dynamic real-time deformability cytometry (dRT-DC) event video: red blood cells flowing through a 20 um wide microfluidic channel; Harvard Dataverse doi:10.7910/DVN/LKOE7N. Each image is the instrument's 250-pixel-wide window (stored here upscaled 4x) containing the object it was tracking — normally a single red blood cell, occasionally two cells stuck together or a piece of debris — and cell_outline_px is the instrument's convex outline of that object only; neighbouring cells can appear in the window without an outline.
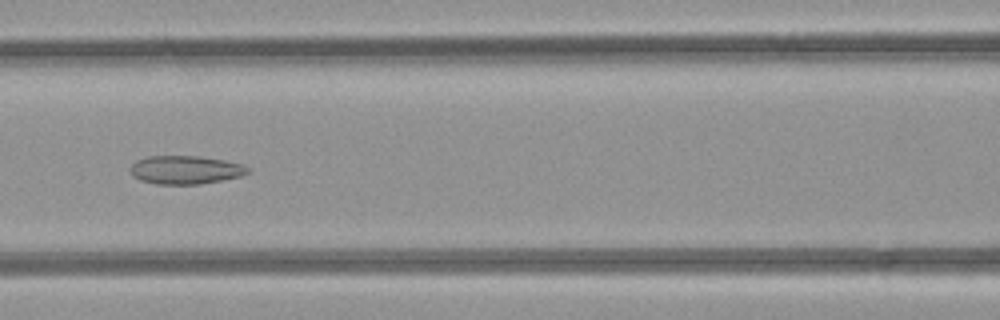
{"species": "common noctule bat (a hibernating species)", "species_latin": "Nyctalus noctula", "temperature_condition": "room temperature", "stored_images_in_passage": 49, "camera_frame_rate_fps": 3000, "um_per_image_px": 0.085, "animal": {"sex": "female", "body_mass_g": 21.9}, "frame": {"image": 1, "passage_image": 22, "time_ms": 7.0, "image_size_px": [1000, 320], "cell_outline_px": [[248, 172], [240, 176], [200, 184], [156, 184], [140, 180], [132, 176], [132, 164], [136, 160], [148, 156], [196, 156], [224, 160], [244, 164], [248, 168]], "centroid_in_image_um": [15.75, 14.43], "position_along_channel_um": 150.9, "area_um2": 19.25}}
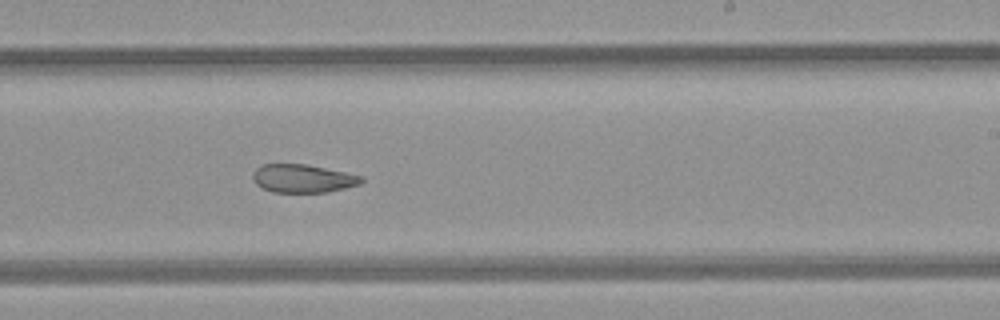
{"frame": {"image": 2, "passage_image": 30, "time_ms": 9.667, "image_size_px": [1000, 320], "cell_outline_px": [[364, 180], [360, 184], [328, 192], [272, 192], [256, 184], [252, 176], [256, 168], [264, 164], [308, 164], [364, 176]], "centroid_in_image_um": [25.77, 15.16], "position_along_channel_um": 263.2, "area_um2": 17.86}}
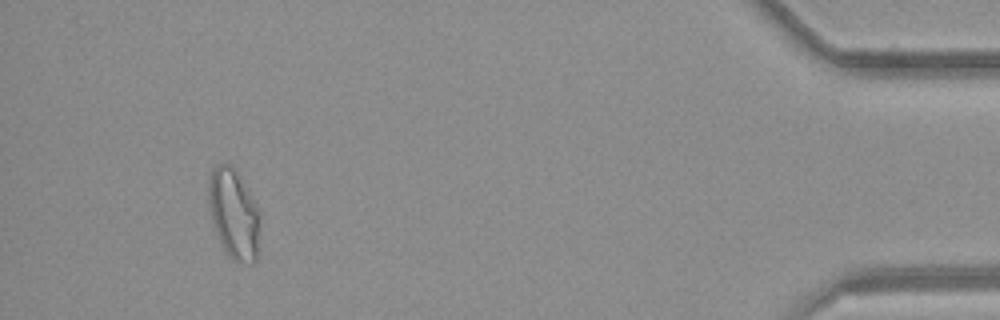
{"frame": {"image": 3, "passage_image": 46, "time_ms": 15.0, "image_size_px": [1000, 320], "cell_outline_px": [[260, 224], [256, 260], [252, 264], [232, 260], [228, 256], [220, 240], [212, 220], [208, 208], [208, 180], [212, 168], [216, 164], [228, 164], [236, 168], [260, 212]], "centroid_in_image_um": [19.87, 18.15], "position_along_channel_um": 415.3, "area_um2": 27.11}, "authors_computed_cell_mechanics": {"area_um2": 23.12, "velocity_mm_per_s": 4.2238, "shape_relaxation_time_tau1_ms": null, "shape_relaxation_time_tau2_ms": 2.6755, "deformation_change_tau1": null, "deformation_change_tau2": 0.0978}}